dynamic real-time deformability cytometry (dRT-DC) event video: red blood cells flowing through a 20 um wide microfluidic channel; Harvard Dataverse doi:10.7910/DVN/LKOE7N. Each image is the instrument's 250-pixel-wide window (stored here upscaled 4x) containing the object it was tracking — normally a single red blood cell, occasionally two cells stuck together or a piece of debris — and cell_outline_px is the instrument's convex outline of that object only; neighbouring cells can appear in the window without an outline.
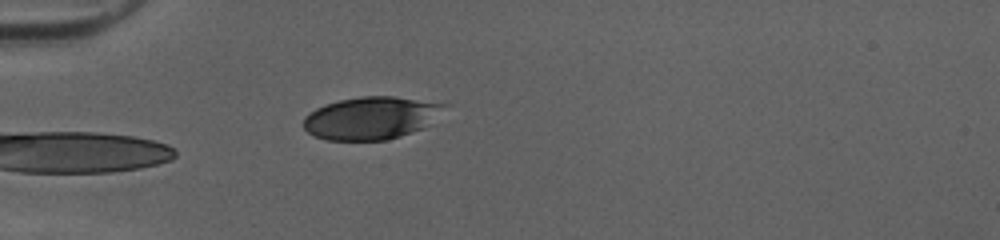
{"species": "human", "species_latin": "Homo sapiens", "temperature_condition": "cold", "stored_images_in_passage": 36, "camera_frame_rate_fps": 3000, "um_per_image_px": 0.085, "donor": {"sex": "female"}, "frame": {"image": 1, "passage_image": 1, "time_ms": 0.0, "image_size_px": [1000, 240], "cell_outline_px": [[452, 104], [424, 128], [388, 140], [328, 140], [316, 136], [308, 132], [304, 128], [304, 116], [308, 112], [324, 104], [340, 100], [360, 96], [396, 96]], "centroid_in_image_um": [31.59, 10.01], "position_along_channel_um": 53.4, "area_um2": 35.32}}
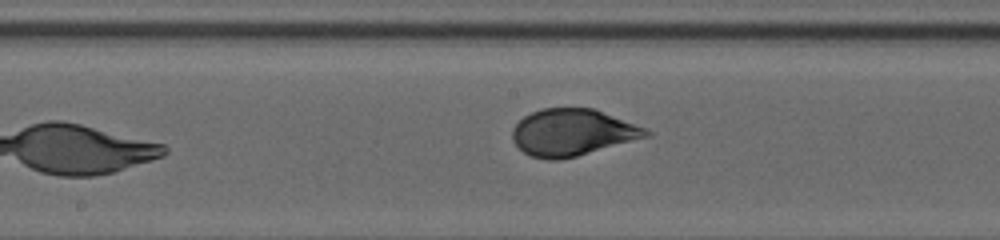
{"frame": {"image": 2, "passage_image": 13, "time_ms": 4.0, "image_size_px": [1000, 240], "cell_outline_px": [[652, 136], [576, 156], [556, 160], [548, 160], [532, 156], [524, 152], [512, 140], [512, 128], [524, 116], [532, 112], [544, 108], [592, 108], [648, 128], [652, 132]], "centroid_in_image_um": [48.69, 11.26], "position_along_channel_um": 199.5, "area_um2": 36.41}}
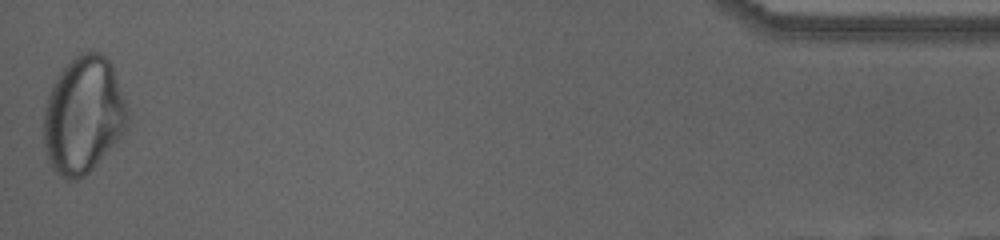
{"frame": {"image": 3, "passage_image": 36, "time_ms": 11.667, "image_size_px": [1000, 240], "cell_outline_px": [[128, 128], [92, 168], [84, 176], [76, 180], [68, 180], [60, 176], [52, 168], [48, 160], [44, 148], [44, 108], [52, 84], [60, 72], [80, 52], [100, 52], [112, 64], [128, 108]], "centroid_in_image_um": [7.09, 9.79], "position_along_channel_um": 428.1, "area_um2": 57.05}, "authors_computed_cell_mechanics": {"area_um2": 37.0209, "velocity_mm_per_s": 4.0282, "shape_relaxation_time_tau1_ms": 3.2391, "shape_relaxation_time_tau2_ms": null, "deformation_change_tau1": 0.1572, "deformation_change_tau2": null}}